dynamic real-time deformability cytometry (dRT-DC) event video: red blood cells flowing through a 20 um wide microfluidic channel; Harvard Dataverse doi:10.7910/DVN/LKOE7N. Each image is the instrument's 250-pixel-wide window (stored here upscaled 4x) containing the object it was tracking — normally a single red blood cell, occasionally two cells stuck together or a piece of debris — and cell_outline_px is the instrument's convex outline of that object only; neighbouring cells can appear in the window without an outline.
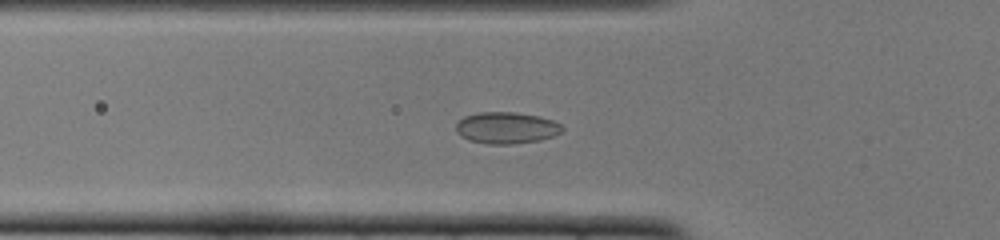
{"species": "common noctule bat (a hibernating species)", "species_latin": "Nyctalus noctula", "temperature_condition": "cold", "stored_images_in_passage": 49, "camera_frame_rate_fps": 3000, "um_per_image_px": 0.085, "animal": {"sex": "female", "body_mass_g": 22.0, "forearm_length_mm": 56.7}, "frame": {"image": 1, "passage_image": 15, "time_ms": 4.667, "image_size_px": [1000, 240], "cell_outline_px": [[564, 128], [560, 132], [552, 136], [540, 140], [512, 144], [488, 144], [468, 140], [460, 136], [456, 132], [456, 124], [464, 116], [480, 112], [516, 112], [540, 116], [552, 120], [560, 124]], "centroid_in_image_um": [43.02, 10.86], "position_along_channel_um": 82.8, "area_um2": 19.59}}
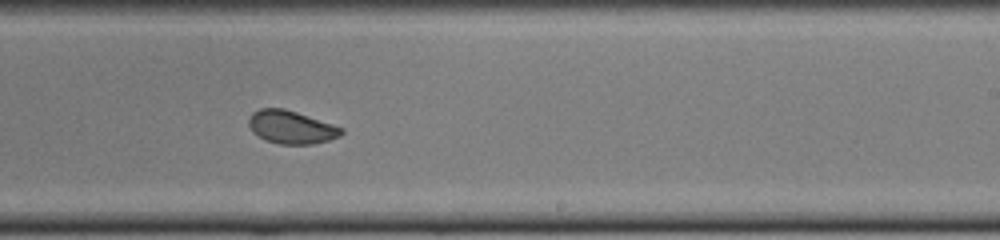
{"frame": {"image": 2, "passage_image": 29, "time_ms": 9.333, "image_size_px": [1000, 240], "cell_outline_px": [[344, 132], [340, 136], [328, 140], [312, 144], [280, 144], [264, 140], [252, 132], [248, 124], [248, 116], [252, 112], [260, 108], [284, 108], [344, 128]], "centroid_in_image_um": [24.72, 10.81], "position_along_channel_um": 264.3, "area_um2": 17.92}}
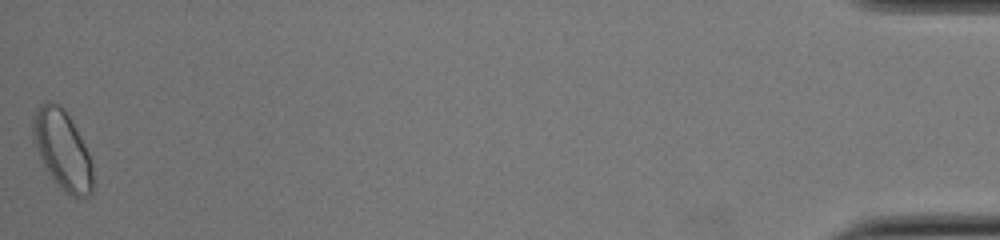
{"frame": {"image": 3, "passage_image": 49, "time_ms": 16.0, "image_size_px": [1000, 240], "cell_outline_px": [[92, 192], [88, 196], [76, 200], [64, 192], [56, 184], [44, 164], [36, 148], [32, 136], [32, 116], [36, 104], [48, 100], [60, 104], [64, 108], [84, 144], [88, 152], [92, 164]], "centroid_in_image_um": [5.28, 12.72], "position_along_channel_um": 429.9, "area_um2": 27.86}, "authors_computed_cell_mechanics": {"area_um2": 19.5364, "velocity_mm_per_s": 3.895, "shape_relaxation_time_tau1_ms": 10.3721, "shape_relaxation_time_tau2_ms": 0.6482, "deformation_change_tau1": 0.126, "deformation_change_tau2": 0.0544}}